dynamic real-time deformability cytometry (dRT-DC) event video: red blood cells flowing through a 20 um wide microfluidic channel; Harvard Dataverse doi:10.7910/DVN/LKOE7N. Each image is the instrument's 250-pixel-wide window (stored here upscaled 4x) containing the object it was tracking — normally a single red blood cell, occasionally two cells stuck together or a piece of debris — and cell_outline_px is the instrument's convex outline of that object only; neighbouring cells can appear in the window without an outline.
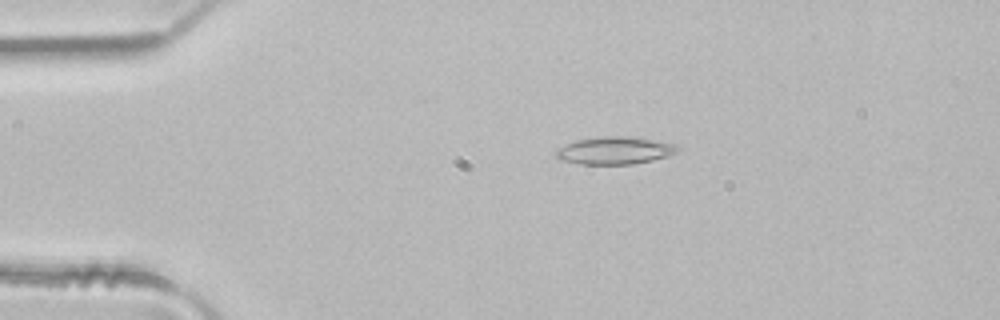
{"species": "common noctule bat (a hibernating species)", "species_latin": "Nyctalus noctula", "temperature_condition": "room temperature", "stored_images_in_passage": 40, "camera_frame_rate_fps": 3000, "um_per_image_px": 0.085, "animal": {"sex": "male", "body_mass_g": 21.5, "forearm_length_mm": 52.0}, "frame": {"image": 1, "passage_image": 1, "time_ms": 0.0, "image_size_px": [1000, 320], "cell_outline_px": [[680, 148], [676, 152], [668, 156], [652, 160], [632, 164], [580, 164], [560, 160], [556, 156], [556, 152], [560, 148], [576, 140], [608, 136], [624, 136], [680, 144]], "centroid_in_image_um": [52.3, 12.8], "position_along_channel_um": 32.7, "area_um2": 19.25}}
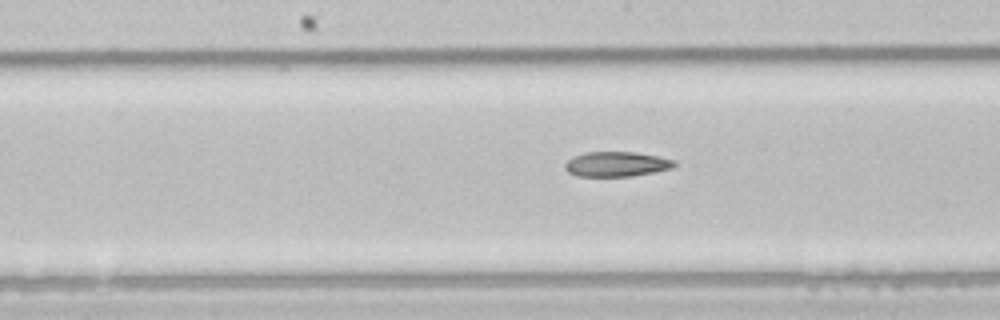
{"frame": {"image": 2, "passage_image": 16, "time_ms": 5.0, "image_size_px": [1000, 320], "cell_outline_px": [[676, 164], [672, 168], [632, 176], [576, 176], [568, 172], [564, 168], [564, 164], [572, 156], [584, 152], [636, 152], [676, 160]], "centroid_in_image_um": [52.37, 13.94], "position_along_channel_um": 195.8, "area_um2": 15.9}}
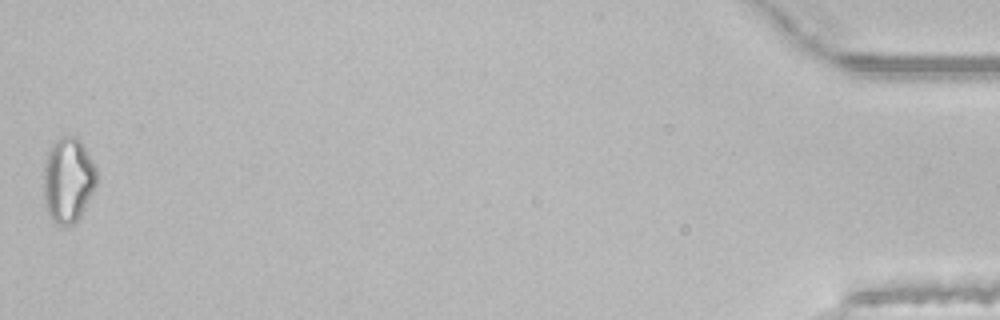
{"frame": {"image": 3, "passage_image": 40, "time_ms": 13.0, "image_size_px": [1000, 320], "cell_outline_px": [[96, 184], [80, 216], [72, 224], [64, 228], [52, 220], [48, 216], [44, 196], [44, 168], [48, 152], [52, 144], [60, 136], [76, 136], [80, 140], [96, 164]], "centroid_in_image_um": [5.79, 15.29], "position_along_channel_um": 429.4, "area_um2": 26.3}}